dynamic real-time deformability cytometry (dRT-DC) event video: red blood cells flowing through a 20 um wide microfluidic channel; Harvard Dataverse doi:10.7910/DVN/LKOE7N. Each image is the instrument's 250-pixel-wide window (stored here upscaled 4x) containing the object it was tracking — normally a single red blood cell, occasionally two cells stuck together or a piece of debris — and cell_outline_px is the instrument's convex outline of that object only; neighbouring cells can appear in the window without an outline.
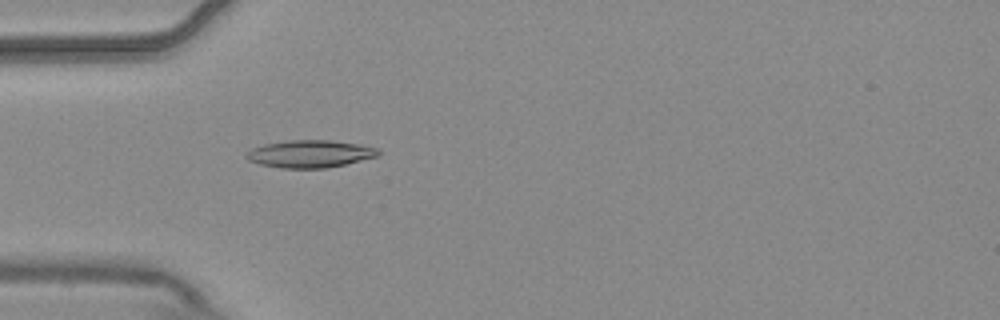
{"species": "common noctule bat (a hibernating species)", "species_latin": "Nyctalus noctula", "temperature_condition": "warm", "stored_images_in_passage": 4, "camera_frame_rate_fps": 3000, "um_per_image_px": 0.085, "animal": {"sex": "male", "body_mass_g": 20.4}, "frame": {"image": 1, "passage_image": 4, "time_ms": 1.0, "image_size_px": [1000, 320], "cell_outline_px": [[380, 152], [376, 156], [344, 164], [324, 168], [280, 168], [260, 164], [248, 160], [244, 156], [252, 148], [264, 144], [288, 140], [328, 140], [356, 144], [376, 148]], "centroid_in_image_um": [26.28, 13.08], "position_along_channel_um": 58.7, "area_um2": 20.75}}